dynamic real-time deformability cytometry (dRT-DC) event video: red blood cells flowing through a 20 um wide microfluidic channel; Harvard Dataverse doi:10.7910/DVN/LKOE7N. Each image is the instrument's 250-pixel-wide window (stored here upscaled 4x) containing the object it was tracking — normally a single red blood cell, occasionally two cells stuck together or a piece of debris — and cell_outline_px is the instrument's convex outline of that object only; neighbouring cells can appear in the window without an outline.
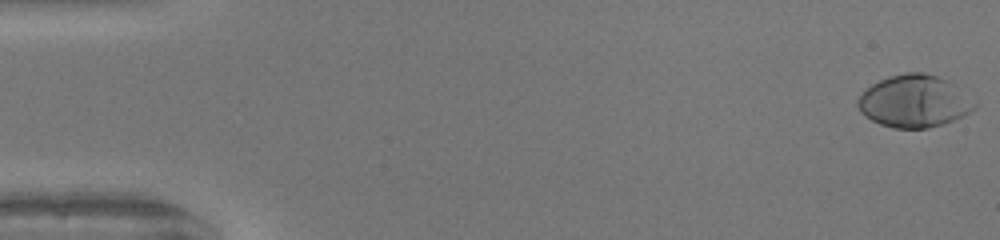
{"species": "human", "species_latin": "Homo sapiens", "temperature_condition": "warm", "stored_images_in_passage": 50, "camera_frame_rate_fps": 3000, "um_per_image_px": 0.085, "donor": {"sex": "female"}, "frame": {"image": 1, "passage_image": 1, "time_ms": 0.0, "image_size_px": [1000, 240], "cell_outline_px": [[976, 108], [964, 116], [944, 124], [928, 128], [896, 128], [880, 124], [864, 116], [860, 112], [856, 104], [856, 100], [872, 84], [888, 76], [904, 72], [924, 72], [948, 80], [956, 84], [976, 104]], "centroid_in_image_um": [77.71, 8.6], "position_along_channel_um": 7.3, "area_um2": 35.72}}
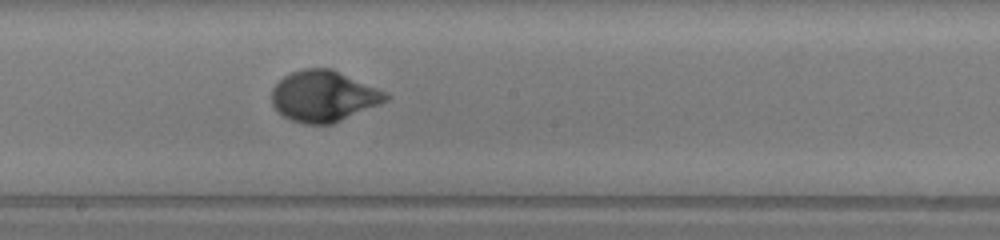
{"frame": {"image": 2, "passage_image": 28, "time_ms": 9.0, "image_size_px": [1000, 240], "cell_outline_px": [[392, 96], [388, 100], [380, 104], [332, 124], [304, 124], [292, 120], [276, 112], [272, 104], [272, 88], [284, 76], [292, 72], [304, 68], [332, 68], [376, 88]], "centroid_in_image_um": [27.48, 8.18], "position_along_channel_um": 220.7, "area_um2": 33.81}}
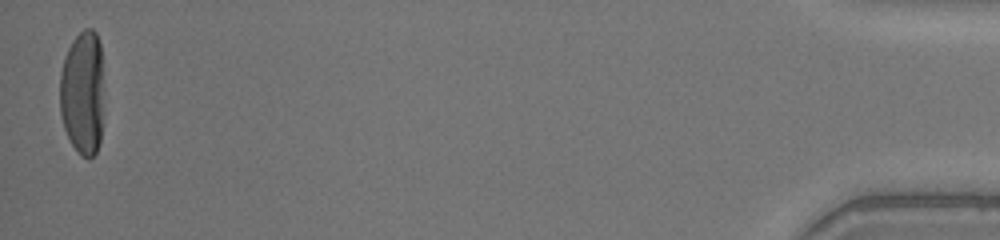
{"frame": {"image": 3, "passage_image": 50, "time_ms": 16.333, "image_size_px": [1000, 240], "cell_outline_px": [[100, 140], [96, 152], [88, 160], [80, 156], [72, 144], [64, 128], [60, 112], [60, 72], [68, 48], [72, 40], [84, 28], [92, 28], [96, 32], [100, 44]], "centroid_in_image_um": [6.97, 7.89], "position_along_channel_um": 428.2, "area_um2": 31.1}, "authors_computed_cell_mechanics": {"area_um2": 33.0327, "velocity_mm_per_s": 4.1578, "shape_relaxation_time_tau1_ms": 2.8844, "shape_relaxation_time_tau2_ms": null, "deformation_change_tau1": 0.208, "deformation_change_tau2": null}}